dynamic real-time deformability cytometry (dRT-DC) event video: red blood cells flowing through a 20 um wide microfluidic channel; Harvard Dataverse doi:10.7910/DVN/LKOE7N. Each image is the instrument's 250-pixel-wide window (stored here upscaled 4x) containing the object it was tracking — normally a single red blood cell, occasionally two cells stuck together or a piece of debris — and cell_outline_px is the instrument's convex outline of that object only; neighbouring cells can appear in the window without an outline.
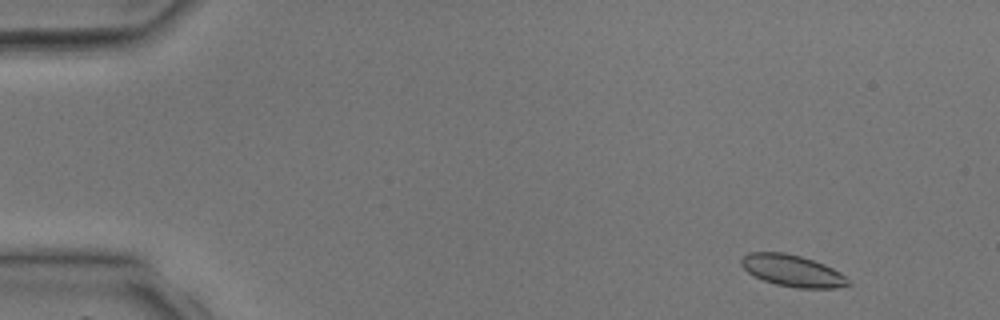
{"species": "common noctule bat (a hibernating species)", "species_latin": "Nyctalus noctula", "temperature_condition": "room temperature", "stored_images_in_passage": 3, "camera_frame_rate_fps": 3000, "um_per_image_px": 0.085, "animal": {"sex": "male", "body_mass_g": 17.9, "forearm_length_mm": 54.2}, "frame": {"image": 1, "passage_image": 1, "time_ms": 0.0, "image_size_px": [1000, 320], "cell_outline_px": [[852, 284], [836, 288], [796, 288], [776, 284], [764, 280], [748, 272], [740, 264], [740, 260], [748, 252], [784, 252], [800, 256], [824, 264], [840, 272]], "centroid_in_image_um": [67.35, 23.01], "position_along_channel_um": 17.6, "area_um2": 19.59}}